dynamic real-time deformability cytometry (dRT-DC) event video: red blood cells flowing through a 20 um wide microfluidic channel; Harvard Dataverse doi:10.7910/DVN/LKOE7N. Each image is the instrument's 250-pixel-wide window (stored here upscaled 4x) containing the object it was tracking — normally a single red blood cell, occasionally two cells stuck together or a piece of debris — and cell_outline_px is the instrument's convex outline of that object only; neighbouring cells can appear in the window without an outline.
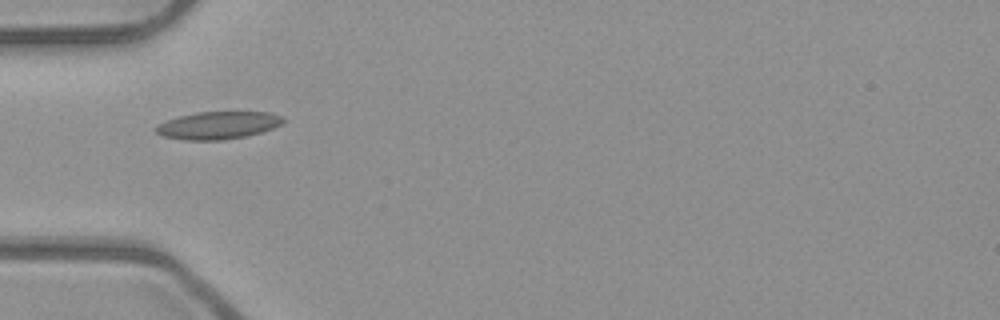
{"species": "common noctule bat (a hibernating species)", "species_latin": "Nyctalus noctula", "temperature_condition": "room temperature", "stored_images_in_passage": 2, "camera_frame_rate_fps": 3000, "um_per_image_px": 0.085, "animal": {"sex": "male", "body_mass_g": 23.1, "forearm_length_mm": 52.7}, "frame": {"image": 1, "passage_image": 1, "time_ms": 0.0, "image_size_px": [1000, 320], "cell_outline_px": [[284, 120], [280, 124], [272, 128], [248, 136], [220, 140], [184, 140], [160, 136], [152, 128], [156, 124], [180, 116], [196, 112], [272, 112], [284, 116]], "centroid_in_image_um": [18.49, 10.65], "position_along_channel_um": 66.5, "area_um2": 20.58}}
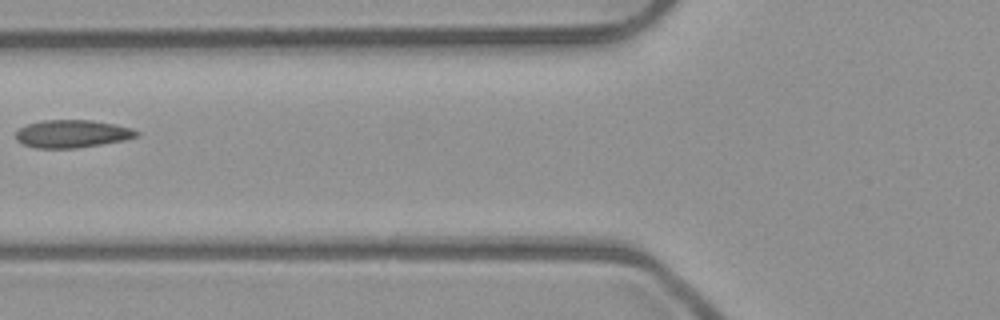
{"frame": {"image": 2, "passage_image": 2, "time_ms": 0.333, "image_size_px": [1000, 320], "cell_outline_px": [[140, 136], [124, 140], [76, 148], [36, 148], [24, 144], [16, 140], [16, 132], [20, 128], [28, 124], [40, 120], [92, 120], [116, 124], [132, 128], [140, 132]], "centroid_in_image_um": [6.16, 11.36], "position_along_channel_um": 119.6, "area_um2": 19.59}}